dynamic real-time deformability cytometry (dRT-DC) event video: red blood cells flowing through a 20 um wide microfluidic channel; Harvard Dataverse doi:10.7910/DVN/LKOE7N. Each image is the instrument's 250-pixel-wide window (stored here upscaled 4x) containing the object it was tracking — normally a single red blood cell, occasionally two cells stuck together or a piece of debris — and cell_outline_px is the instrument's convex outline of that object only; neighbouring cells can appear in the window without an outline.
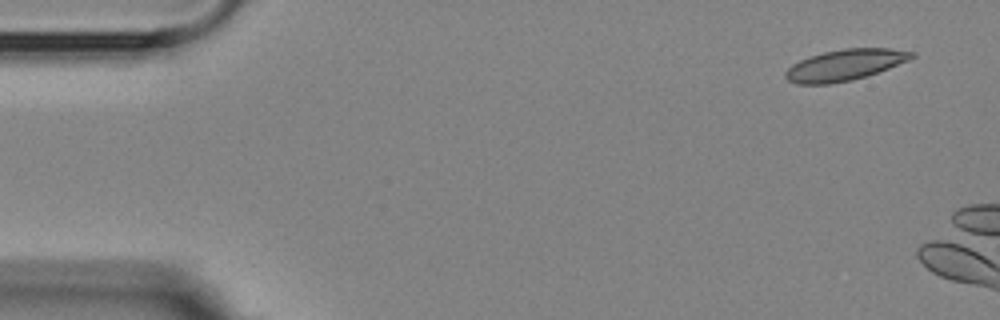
{"species": "Egyptian fruit bat (a non-hibernating species)", "species_latin": "Rousettus aegyptiacus", "temperature_condition": "room temperature", "stored_images_in_passage": 3, "camera_frame_rate_fps": 3000, "um_per_image_px": 0.085, "animal": {"sex": "female"}, "frame": {"image": 1, "passage_image": 1, "time_ms": 0.0, "image_size_px": [1000, 320], "cell_outline_px": [[916, 56], [908, 60], [868, 76], [852, 80], [832, 84], [796, 84], [788, 80], [784, 76], [784, 72], [792, 64], [800, 60], [824, 52], [844, 48], [888, 48], [916, 52]], "centroid_in_image_um": [71.81, 5.53], "position_along_channel_um": 13.2, "area_um2": 22.89}}